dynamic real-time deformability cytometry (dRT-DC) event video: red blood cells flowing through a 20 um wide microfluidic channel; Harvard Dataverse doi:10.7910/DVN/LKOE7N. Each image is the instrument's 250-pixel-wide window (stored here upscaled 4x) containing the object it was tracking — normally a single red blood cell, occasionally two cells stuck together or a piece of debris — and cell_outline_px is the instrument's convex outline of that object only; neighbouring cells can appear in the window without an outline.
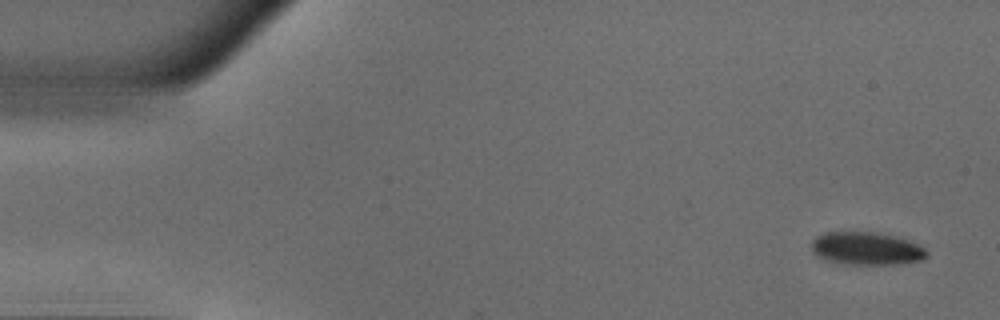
{"species": "common noctule bat (a hibernating species)", "species_latin": "Nyctalus noctula", "temperature_condition": "warm", "stored_images_in_passage": 50, "camera_frame_rate_fps": 3000, "um_per_image_px": 0.085, "animal": {"sex": "male", "body_mass_g": 18.8}, "frame": {"image": 1, "passage_image": 2, "time_ms": 0.333, "image_size_px": [1000, 320], "cell_outline_px": [[928, 256], [924, 260], [896, 264], [848, 264], [824, 260], [816, 256], [812, 252], [812, 240], [816, 236], [828, 232], [872, 232], [892, 236], [908, 240], [924, 248], [928, 252]], "centroid_in_image_um": [73.63, 21.14], "position_along_channel_um": 11.4, "area_um2": 22.02}}
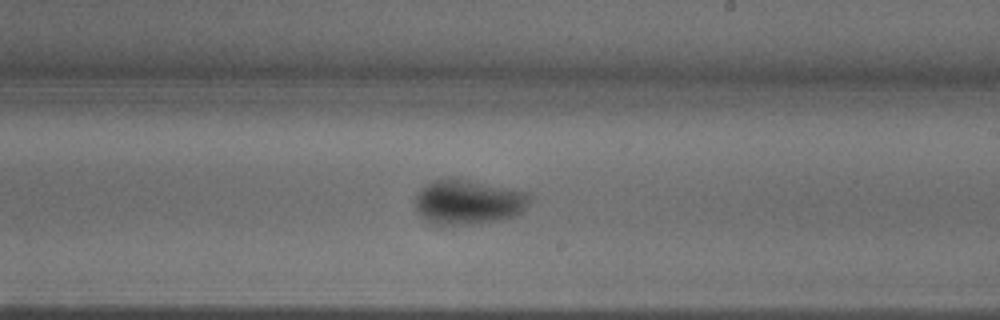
{"frame": {"image": 2, "passage_image": 29, "time_ms": 9.333, "image_size_px": [1000, 320], "cell_outline_px": [[528, 200], [520, 212], [516, 216], [496, 220], [468, 224], [432, 224], [424, 220], [416, 212], [416, 192], [424, 184], [432, 180], [448, 176], [528, 192]], "centroid_in_image_um": [39.69, 17.15], "position_along_channel_um": 249.3, "area_um2": 29.77}}
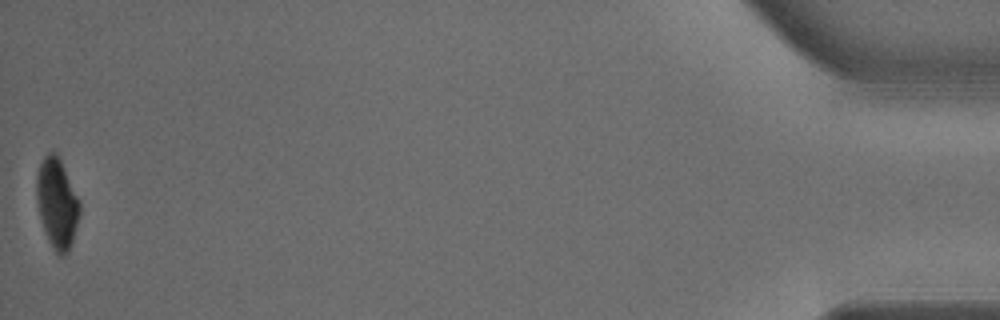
{"frame": {"image": 3, "passage_image": 50, "time_ms": 16.333, "image_size_px": [1000, 320], "cell_outline_px": [[80, 212], [72, 244], [68, 252], [64, 256], [60, 256], [56, 252], [48, 240], [44, 232], [36, 200], [36, 176], [40, 164], [44, 156], [52, 148], [56, 152], [80, 200]], "centroid_in_image_um": [4.84, 17.27], "position_along_channel_um": 430.4, "area_um2": 22.77}, "authors_computed_cell_mechanics": {"area_um2": 27.0793, "velocity_mm_per_s": 3.9668, "shape_relaxation_time_tau1_ms": 4.9486, "shape_relaxation_time_tau2_ms": null, "deformation_change_tau1": 0.151, "deformation_change_tau2": null}}